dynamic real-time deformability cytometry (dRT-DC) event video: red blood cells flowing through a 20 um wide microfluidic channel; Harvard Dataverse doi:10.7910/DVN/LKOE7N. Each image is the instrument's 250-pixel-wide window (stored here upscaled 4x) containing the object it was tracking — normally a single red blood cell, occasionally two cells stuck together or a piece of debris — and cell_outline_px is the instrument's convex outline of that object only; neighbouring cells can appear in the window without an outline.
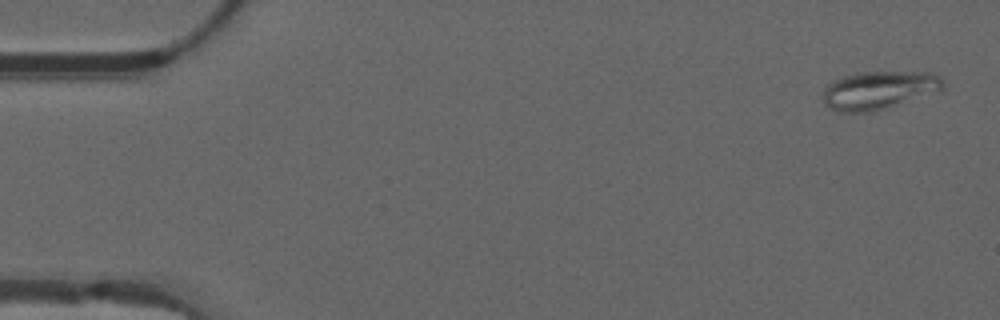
{"species": "common noctule bat (a hibernating species)", "species_latin": "Nyctalus noctula", "temperature_condition": "warm", "stored_images_in_passage": 52, "camera_frame_rate_fps": 3000, "um_per_image_px": 0.085, "animal": {"sex": "male", "forearm_length_mm": 52.5}, "frame": {"image": 1, "passage_image": 2, "time_ms": 0.333, "image_size_px": [1000, 320], "cell_outline_px": [[944, 88], [940, 92], [872, 112], [836, 112], [828, 108], [824, 104], [824, 92], [828, 84], [844, 76], [864, 72], [928, 72], [940, 76], [944, 80]], "centroid_in_image_um": [74.76, 7.68], "position_along_channel_um": 10.2, "area_um2": 26.82}}
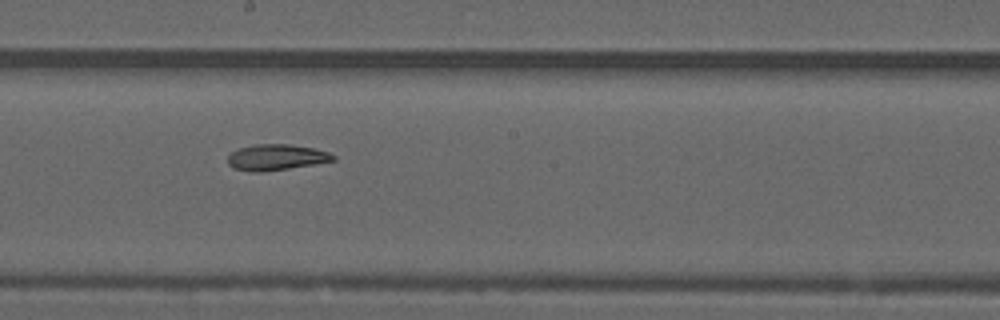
{"frame": {"image": 2, "passage_image": 30, "time_ms": 9.667, "image_size_px": [1000, 320], "cell_outline_px": [[336, 160], [316, 164], [260, 172], [252, 172], [232, 168], [228, 164], [228, 156], [232, 152], [240, 148], [256, 144], [288, 144], [312, 148], [328, 152], [336, 156]], "centroid_in_image_um": [23.48, 13.37], "position_along_channel_um": 224.7, "area_um2": 15.84}}
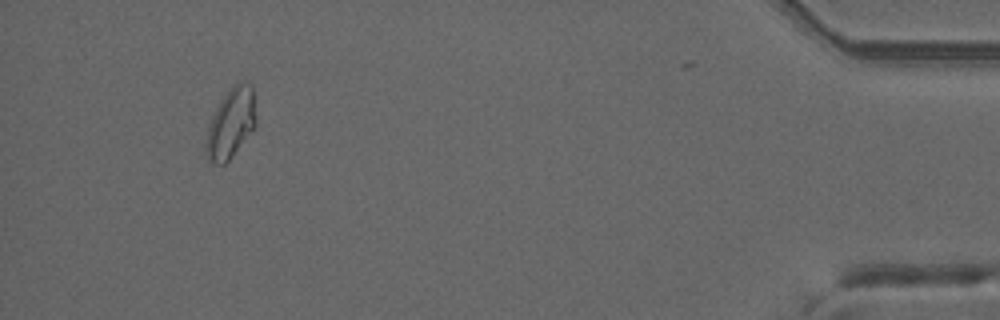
{"frame": {"image": 3, "passage_image": 51, "time_ms": 16.667, "image_size_px": [1000, 320], "cell_outline_px": [[256, 124], [228, 160], [224, 164], [212, 164], [208, 160], [204, 148], [204, 144], [208, 128], [212, 116], [220, 100], [240, 80], [252, 84], [256, 120]], "centroid_in_image_um": [19.6, 10.48], "position_along_channel_um": 415.6, "area_um2": 20.0}}